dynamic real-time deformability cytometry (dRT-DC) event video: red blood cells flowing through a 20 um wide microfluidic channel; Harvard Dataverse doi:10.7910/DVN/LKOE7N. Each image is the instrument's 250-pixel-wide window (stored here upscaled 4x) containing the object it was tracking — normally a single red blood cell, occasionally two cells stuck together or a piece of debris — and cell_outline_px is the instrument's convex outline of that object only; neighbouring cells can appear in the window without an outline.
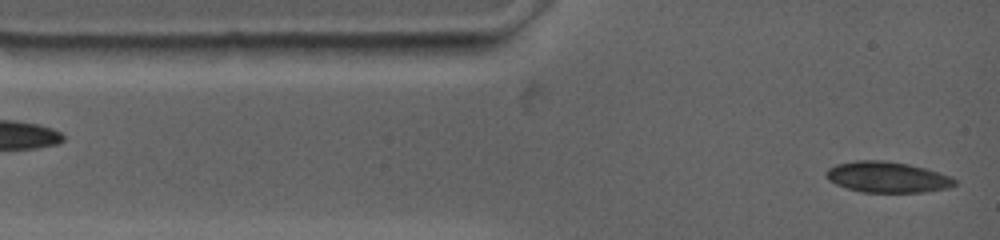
{"species": "common noctule bat (a hibernating species)", "species_latin": "Nyctalus noctula", "temperature_condition": "warm", "stored_images_in_passage": 32, "camera_frame_rate_fps": 4500, "um_per_image_px": 0.085, "animal": {"sex": "female", "body_mass_g": 19.0, "forearm_length_mm": 53.3}, "frame": {"image": 1, "passage_image": 1, "time_ms": 0.0, "image_size_px": [1000, 240], "cell_outline_px": [[956, 184], [948, 188], [920, 192], [864, 192], [848, 188], [836, 184], [828, 180], [824, 176], [824, 172], [828, 168], [836, 164], [856, 160], [884, 160], [924, 168], [948, 176], [956, 180]], "centroid_in_image_um": [75.34, 15.05], "position_along_channel_um": 9.7, "area_um2": 22.83}}
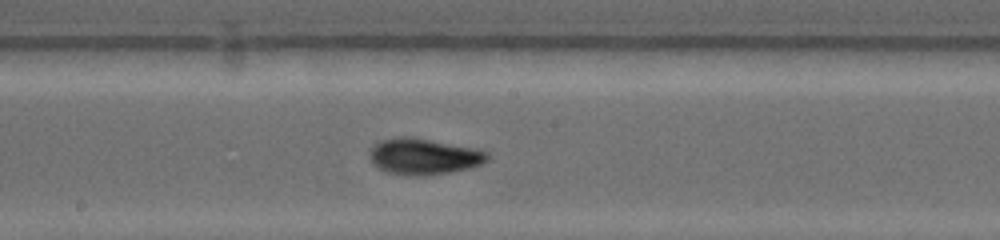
{"frame": {"image": 2, "passage_image": 16, "time_ms": 6.444, "image_size_px": [1000, 240], "cell_outline_px": [[488, 160], [480, 164], [468, 168], [448, 172], [420, 176], [416, 176], [388, 172], [380, 168], [372, 160], [368, 152], [376, 144], [384, 140], [404, 136], [412, 136], [476, 148], [488, 152]], "centroid_in_image_um": [36.06, 13.28], "position_along_channel_um": 212.1, "area_um2": 24.39}}
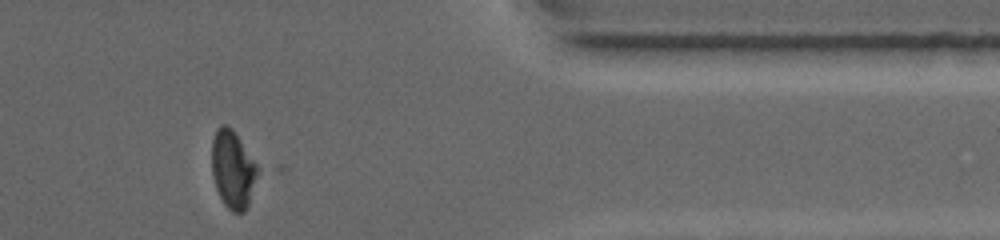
{"frame": {"image": 3, "passage_image": 29, "time_ms": 12.0, "image_size_px": [1000, 240], "cell_outline_px": [[264, 168], [248, 208], [244, 212], [232, 212], [224, 204], [216, 188], [212, 172], [212, 140], [216, 128], [220, 124], [228, 124], [232, 128]], "centroid_in_image_um": [19.9, 14.38], "position_along_channel_um": 391.5, "area_um2": 22.2}, "authors_computed_cell_mechanics": {"area_um2": 22.9755, "velocity_mm_per_s": 3.6815, "shape_relaxation_time_tau1_ms": 5.8363, "shape_relaxation_time_tau2_ms": 6.0062, "deformation_change_tau1": 0.1813, "deformation_change_tau2": 0.0587}}